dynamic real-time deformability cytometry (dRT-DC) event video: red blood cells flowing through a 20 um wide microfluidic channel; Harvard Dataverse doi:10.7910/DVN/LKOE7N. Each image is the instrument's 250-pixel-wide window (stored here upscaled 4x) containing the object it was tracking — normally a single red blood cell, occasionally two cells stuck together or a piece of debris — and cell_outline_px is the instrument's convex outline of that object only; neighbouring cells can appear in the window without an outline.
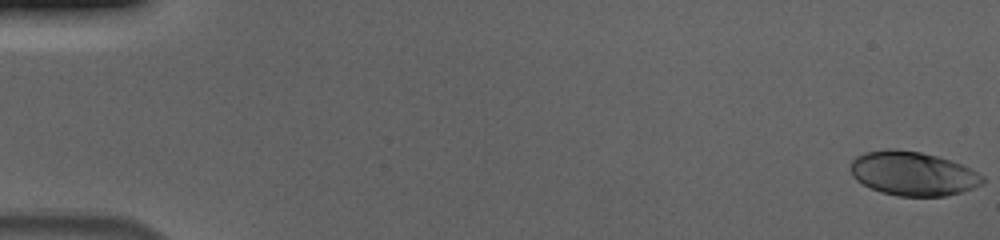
{"species": "human", "species_latin": "Homo sapiens", "temperature_condition": "cold", "stored_images_in_passage": 57, "camera_frame_rate_fps": 3000, "um_per_image_px": 0.085, "donor": {"sex": "male"}, "frame": {"image": 1, "passage_image": 1, "time_ms": 0.0, "image_size_px": [1000, 240], "cell_outline_px": [[984, 180], [980, 184], [972, 188], [960, 192], [944, 196], [896, 196], [880, 192], [856, 180], [852, 176], [852, 160], [856, 156], [864, 152], [888, 148], [892, 148], [920, 152], [936, 156], [960, 164], [984, 176]], "centroid_in_image_um": [77.56, 14.75], "position_along_channel_um": 7.4, "area_um2": 33.58}}
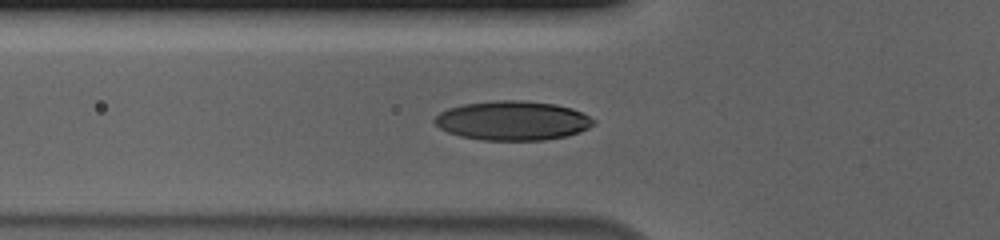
{"frame": {"image": 2, "passage_image": 21, "time_ms": 6.667, "image_size_px": [1000, 240], "cell_outline_px": [[596, 124], [580, 132], [568, 136], [544, 140], [480, 140], [460, 136], [448, 132], [440, 128], [432, 120], [440, 112], [448, 108], [464, 104], [500, 100], [524, 100], [556, 104], [572, 108], [596, 120]], "centroid_in_image_um": [43.59, 10.26], "position_along_channel_um": 82.2, "area_um2": 36.53}}
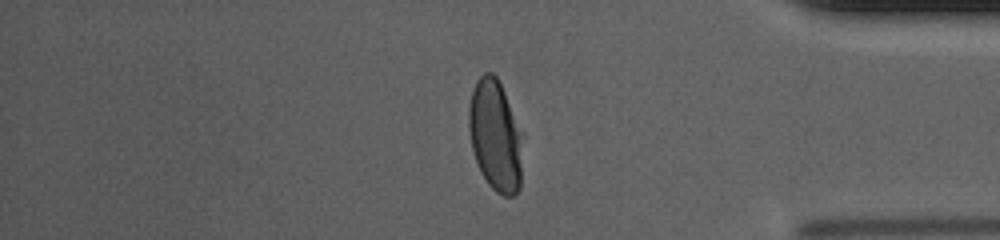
{"frame": {"image": 3, "passage_image": 48, "time_ms": 15.667, "image_size_px": [1000, 240], "cell_outline_px": [[524, 136], [520, 188], [512, 196], [504, 196], [496, 192], [488, 184], [480, 172], [472, 148], [468, 128], [468, 108], [472, 92], [476, 80], [484, 72], [492, 72], [496, 76], [524, 132]], "centroid_in_image_um": [42.13, 11.54], "position_along_channel_um": 393.1, "area_um2": 35.6}, "authors_computed_cell_mechanics": {"area_um2": 35.2002, "velocity_mm_per_s": 3.6803, "shape_relaxation_time_tau1_ms": 4.2362, "shape_relaxation_time_tau2_ms": null, "deformation_change_tau1": 0.1858, "deformation_change_tau2": null}}